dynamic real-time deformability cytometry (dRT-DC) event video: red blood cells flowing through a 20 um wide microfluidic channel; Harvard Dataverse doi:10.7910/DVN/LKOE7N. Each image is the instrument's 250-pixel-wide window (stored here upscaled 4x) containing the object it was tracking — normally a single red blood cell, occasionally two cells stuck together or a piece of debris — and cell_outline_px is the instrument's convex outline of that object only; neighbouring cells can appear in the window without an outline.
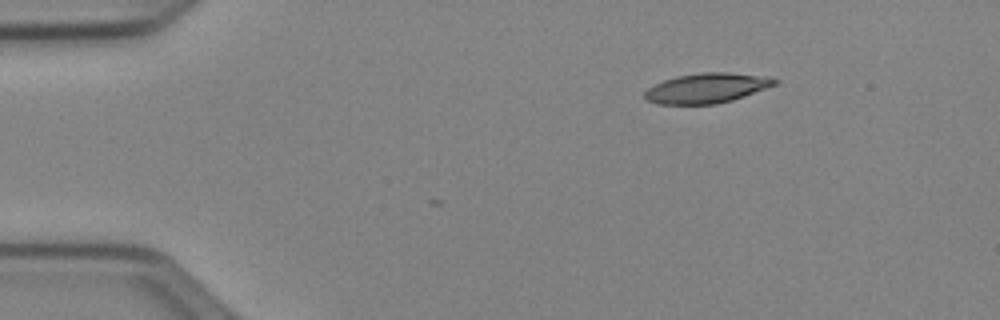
{"species": "Egyptian fruit bat (a non-hibernating species)", "species_latin": "Rousettus aegyptiacus", "temperature_condition": "cold", "stored_images_in_passage": 3, "camera_frame_rate_fps": 3000, "um_per_image_px": 0.085, "animal": {"sex": "female"}, "frame": {"image": 1, "passage_image": 1, "time_ms": 0.0, "image_size_px": [1000, 320], "cell_outline_px": [[776, 84], [744, 96], [732, 100], [716, 104], [656, 104], [648, 100], [644, 96], [644, 92], [648, 88], [664, 80], [676, 76], [700, 72], [728, 72], [768, 76], [776, 80]], "centroid_in_image_um": [60.06, 7.48], "position_along_channel_um": 24.9, "area_um2": 22.54}}